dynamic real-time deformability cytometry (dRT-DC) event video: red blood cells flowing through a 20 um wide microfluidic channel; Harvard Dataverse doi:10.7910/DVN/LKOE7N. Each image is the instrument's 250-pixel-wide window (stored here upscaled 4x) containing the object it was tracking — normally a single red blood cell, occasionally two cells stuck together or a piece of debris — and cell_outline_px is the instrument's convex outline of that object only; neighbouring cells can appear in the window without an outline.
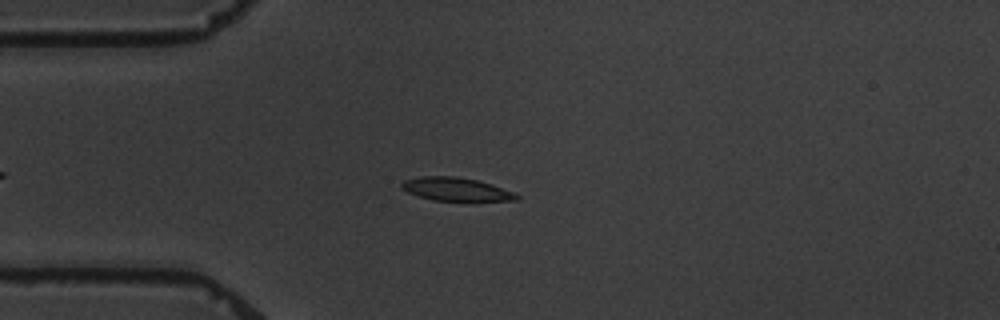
{"species": "common noctule bat (a hibernating species)", "species_latin": "Nyctalus noctula", "temperature_condition": "warm", "stored_images_in_passage": 9, "camera_frame_rate_fps": 3000, "um_per_image_px": 0.085, "animal": {"sex": "male", "body_mass_g": 19.5, "forearm_length_mm": 54.6}, "frame": {"image": 1, "passage_image": 2, "time_ms": 1.333, "image_size_px": [1000, 320], "cell_outline_px": [[520, 196], [516, 200], [432, 200], [408, 192], [400, 188], [400, 184], [404, 180], [420, 176], [456, 176], [476, 180], [492, 184], [512, 192]], "centroid_in_image_um": [38.7, 16.06], "position_along_channel_um": 46.3, "area_um2": 15.32}}
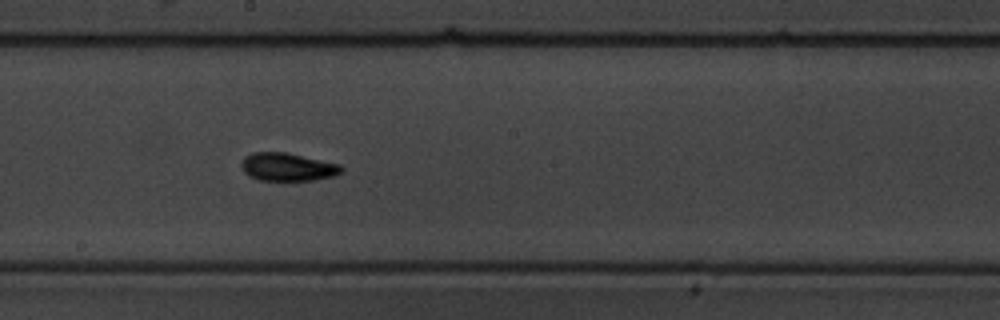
{"frame": {"image": 2, "passage_image": 7, "time_ms": 7.0, "image_size_px": [1000, 320], "cell_outline_px": [[344, 168], [336, 176], [312, 180], [260, 180], [248, 176], [244, 172], [240, 164], [244, 156], [252, 152], [284, 152], [340, 164]], "centroid_in_image_um": [24.42, 14.19], "position_along_channel_um": 223.8, "area_um2": 16.36}}
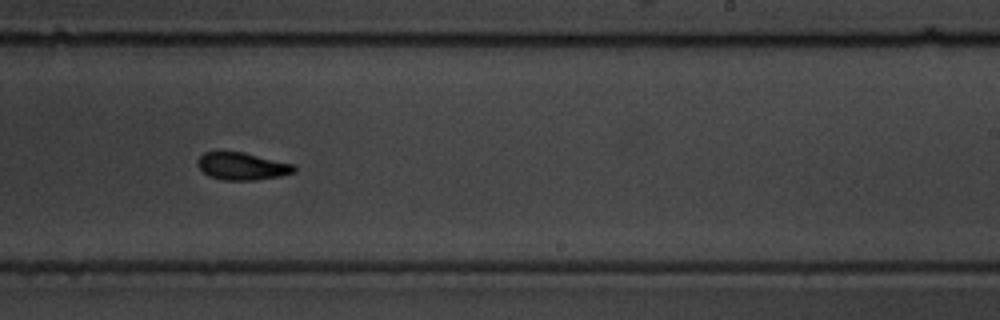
{"frame": {"image": 3, "passage_image": 8, "time_ms": 8.333, "image_size_px": [1000, 320], "cell_outline_px": [[296, 172], [280, 176], [256, 180], [224, 180], [208, 176], [196, 164], [200, 156], [204, 152], [244, 152], [292, 164], [296, 168]], "centroid_in_image_um": [20.58, 14.13], "position_along_channel_um": 268.4, "area_um2": 15.32}}